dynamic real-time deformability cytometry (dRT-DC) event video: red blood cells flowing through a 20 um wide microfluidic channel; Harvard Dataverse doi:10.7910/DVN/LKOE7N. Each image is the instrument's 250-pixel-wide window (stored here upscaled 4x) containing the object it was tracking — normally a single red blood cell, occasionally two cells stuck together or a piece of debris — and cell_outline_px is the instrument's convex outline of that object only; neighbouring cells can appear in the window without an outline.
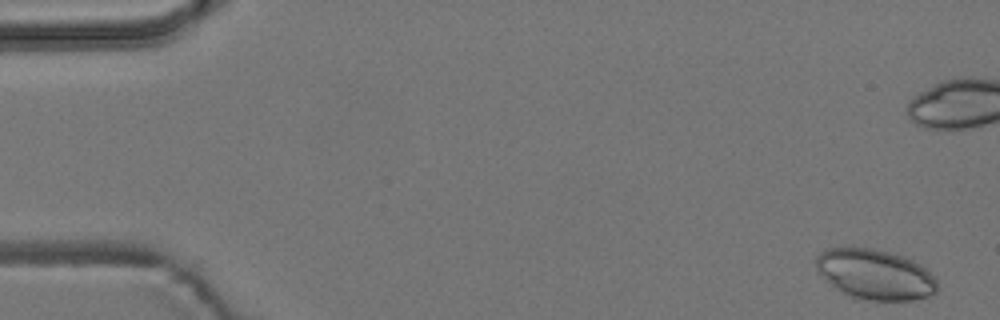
{"species": "common noctule bat (a hibernating species)", "species_latin": "Nyctalus noctula", "temperature_condition": "room temperature", "stored_images_in_passage": 6, "camera_frame_rate_fps": 3000, "um_per_image_px": 0.085, "animal": {"sex": "male", "body_mass_g": 19.2, "forearm_length_mm": 51.8}, "frame": {"image": 1, "passage_image": 1, "time_ms": 0.0, "image_size_px": [1000, 320], "cell_outline_px": [[940, 288], [932, 296], [912, 300], [856, 300], [836, 288], [816, 268], [816, 256], [820, 252], [828, 248], [872, 248], [904, 256], [920, 264], [936, 280]], "centroid_in_image_um": [74.42, 23.34], "position_along_channel_um": 10.6, "area_um2": 35.37}}